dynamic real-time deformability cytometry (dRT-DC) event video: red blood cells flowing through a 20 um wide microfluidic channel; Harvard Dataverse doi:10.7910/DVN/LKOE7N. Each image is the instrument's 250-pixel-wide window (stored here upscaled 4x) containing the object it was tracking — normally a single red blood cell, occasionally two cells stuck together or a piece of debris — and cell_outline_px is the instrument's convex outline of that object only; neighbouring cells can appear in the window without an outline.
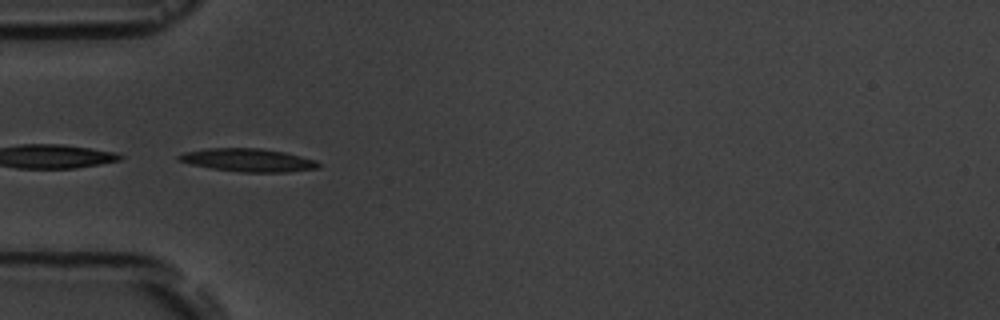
{"species": "common noctule bat (a hibernating species)", "species_latin": "Nyctalus noctula", "temperature_condition": "room temperature", "stored_images_in_passage": 16, "camera_frame_rate_fps": 3000, "um_per_image_px": 0.085, "animal": {"sex": "male", "body_mass_g": 19.5, "forearm_length_mm": 54.6}, "frame": {"image": 1, "passage_image": 6, "time_ms": 5.667, "image_size_px": [1000, 320], "cell_outline_px": [[320, 168], [288, 172], [240, 172], [212, 168], [192, 164], [176, 160], [176, 156], [184, 152], [208, 148], [260, 148], [284, 152], [316, 160], [320, 164]], "centroid_in_image_um": [21.09, 13.61], "position_along_channel_um": 63.9, "area_um2": 18.79}}
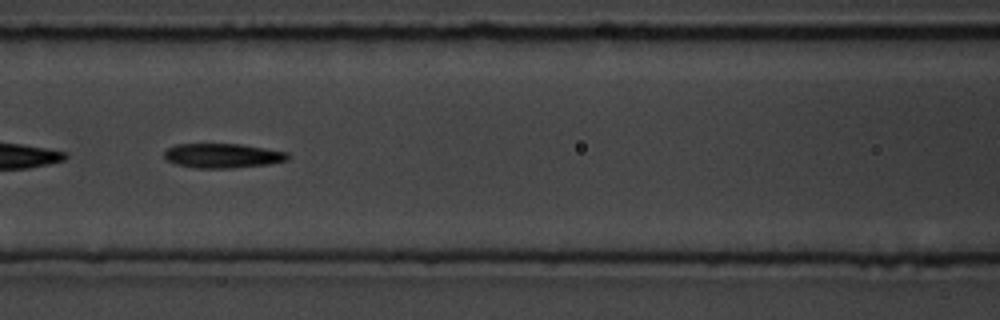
{"frame": {"image": 2, "passage_image": 8, "time_ms": 8.0, "image_size_px": [1000, 320], "cell_outline_px": [[292, 156], [288, 160], [268, 164], [232, 168], [196, 168], [176, 164], [168, 160], [164, 156], [164, 152], [168, 148], [176, 144], [240, 144], [288, 152]], "centroid_in_image_um": [18.96, 13.23], "position_along_channel_um": 147.6, "area_um2": 17.63}}
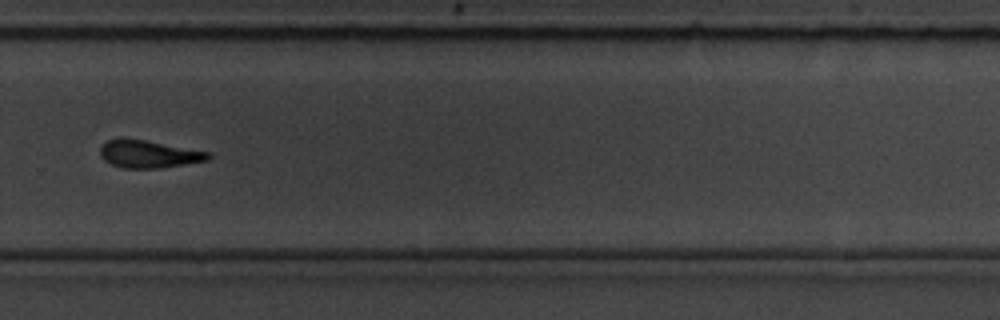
{"frame": {"image": 3, "passage_image": 12, "time_ms": 12.667, "image_size_px": [1000, 320], "cell_outline_px": [[212, 156], [208, 160], [160, 168], [124, 168], [112, 164], [104, 160], [100, 156], [100, 148], [108, 140], [120, 136], [144, 140], [212, 152]], "centroid_in_image_um": [12.63, 13.08], "position_along_channel_um": 317.2, "area_um2": 17.51}, "authors_computed_cell_mechanics": {"area_um2": 18.5538, "velocity_mm_per_s": 3.6367, "shape_relaxation_time_tau1_ms": 2.8659, "shape_relaxation_time_tau2_ms": null, "deformation_change_tau1": 0.1036, "deformation_change_tau2": null}}